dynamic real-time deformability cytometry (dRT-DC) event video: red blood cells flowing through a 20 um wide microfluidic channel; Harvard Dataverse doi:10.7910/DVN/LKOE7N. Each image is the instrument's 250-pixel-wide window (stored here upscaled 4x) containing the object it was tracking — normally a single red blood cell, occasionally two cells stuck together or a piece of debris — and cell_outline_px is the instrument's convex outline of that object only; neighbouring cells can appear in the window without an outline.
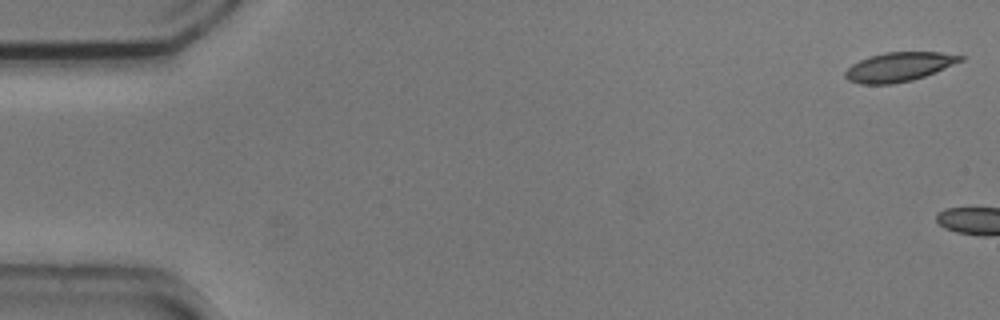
{"species": "common noctule bat (a hibernating species)", "species_latin": "Nyctalus noctula", "temperature_condition": "cold", "stored_images_in_passage": 6, "camera_frame_rate_fps": 3000, "um_per_image_px": 0.085, "animal": {"sex": "male", "body_mass_g": 20.5, "forearm_length_mm": 52.5}, "frame": {"image": 1, "passage_image": 1, "time_ms": 0.0, "image_size_px": [1000, 320], "cell_outline_px": [[964, 60], [936, 72], [912, 80], [892, 84], [860, 84], [848, 80], [844, 76], [844, 72], [852, 64], [868, 56], [884, 52], [940, 52], [964, 56]], "centroid_in_image_um": [76.4, 5.68], "position_along_channel_um": 8.6, "area_um2": 19.65}}
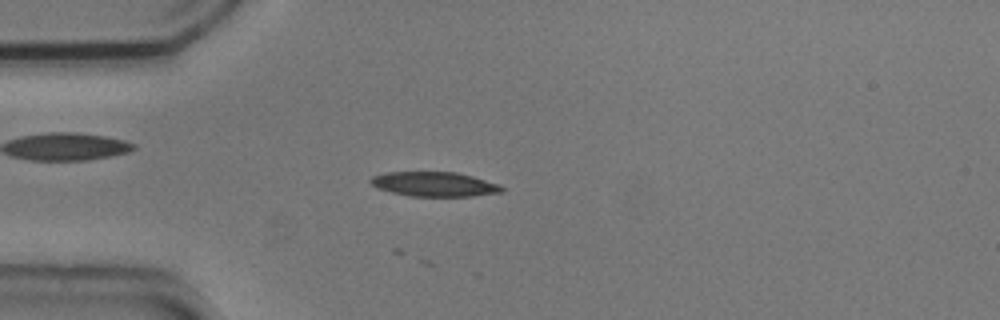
{"frame": {"image": 2, "passage_image": 6, "time_ms": 1.667, "image_size_px": [1000, 320], "cell_outline_px": [[504, 192], [472, 196], [408, 196], [376, 188], [368, 180], [372, 176], [388, 172], [456, 172], [472, 176], [500, 184], [504, 188]], "centroid_in_image_um": [36.93, 15.65], "position_along_channel_um": 48.1, "area_um2": 18.84}}